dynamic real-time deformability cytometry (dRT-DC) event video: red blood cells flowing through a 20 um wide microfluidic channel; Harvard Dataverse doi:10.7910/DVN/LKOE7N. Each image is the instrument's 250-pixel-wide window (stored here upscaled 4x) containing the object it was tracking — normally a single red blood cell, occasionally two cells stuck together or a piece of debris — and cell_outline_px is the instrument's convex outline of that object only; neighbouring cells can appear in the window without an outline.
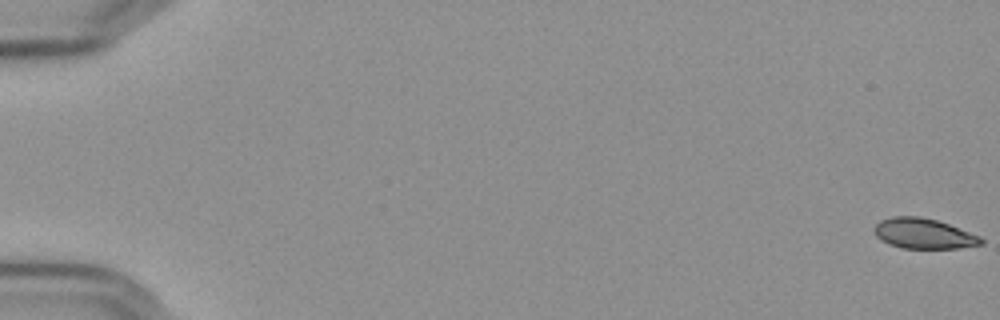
{"species": "Egyptian fruit bat (a non-hibernating species)", "species_latin": "Rousettus aegyptiacus", "temperature_condition": "cold", "stored_images_in_passage": 58, "camera_frame_rate_fps": 3000, "um_per_image_px": 0.085, "frame": {"image": 1, "passage_image": 1, "time_ms": 0.0, "image_size_px": [1000, 320], "cell_outline_px": [[984, 244], [960, 248], [900, 248], [888, 244], [880, 240], [876, 236], [872, 228], [880, 220], [892, 216], [920, 216], [936, 220], [948, 224], [980, 236], [984, 240]], "centroid_in_image_um": [78.48, 19.85], "position_along_channel_um": 6.5, "area_um2": 19.02}}
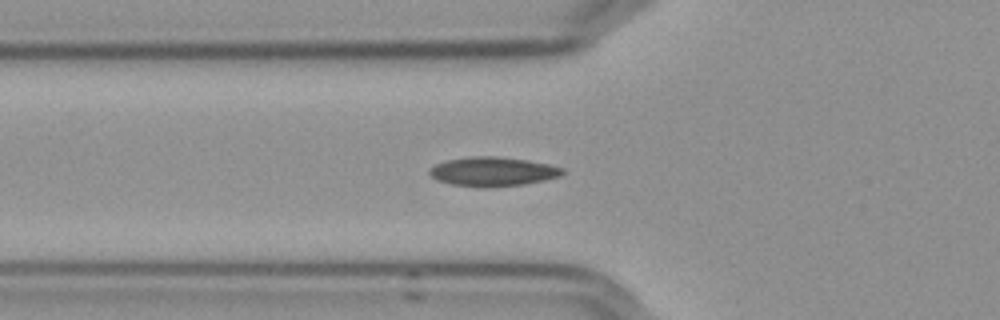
{"frame": {"image": 2, "passage_image": 22, "time_ms": 7.0, "image_size_px": [1000, 320], "cell_outline_px": [[564, 172], [560, 176], [544, 180], [524, 184], [484, 188], [480, 188], [452, 184], [436, 180], [428, 172], [428, 168], [436, 164], [448, 160], [472, 156], [496, 156], [528, 160], [548, 164], [564, 168]], "centroid_in_image_um": [41.87, 14.59], "position_along_channel_um": 83.9, "area_um2": 22.72}}
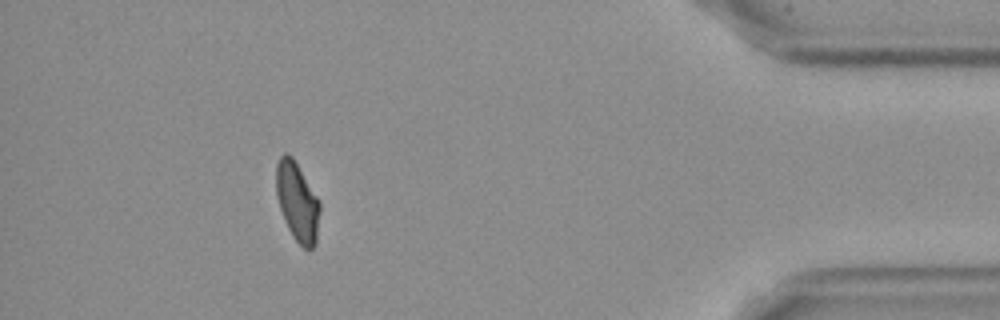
{"frame": {"image": 3, "passage_image": 53, "time_ms": 17.333, "image_size_px": [1000, 320], "cell_outline_px": [[320, 212], [316, 244], [312, 248], [304, 248], [292, 236], [288, 228], [280, 208], [276, 192], [276, 164], [280, 156], [284, 152], [288, 152], [292, 156], [320, 200]], "centroid_in_image_um": [25.28, 17.12], "position_along_channel_um": 409.9, "area_um2": 20.17}, "authors_computed_cell_mechanics": {"area_um2": 20.7213, "velocity_mm_per_s": 3.6052, "shape_relaxation_time_tau1_ms": 8.266, "shape_relaxation_time_tau2_ms": 2.2926, "deformation_change_tau1": 0.1585, "deformation_change_tau2": 0.0695}}